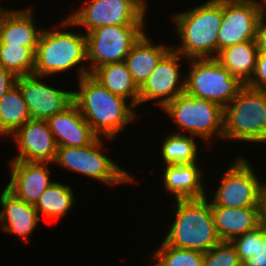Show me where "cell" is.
Instances as JSON below:
<instances>
[{"label":"cell","instance_id":"cell-1","mask_svg":"<svg viewBox=\"0 0 266 266\" xmlns=\"http://www.w3.org/2000/svg\"><path fill=\"white\" fill-rule=\"evenodd\" d=\"M77 81L79 87L73 90V103L99 137L114 141L130 122H135L138 112L128 100L113 94L91 74Z\"/></svg>","mask_w":266,"mask_h":266},{"label":"cell","instance_id":"cell-2","mask_svg":"<svg viewBox=\"0 0 266 266\" xmlns=\"http://www.w3.org/2000/svg\"><path fill=\"white\" fill-rule=\"evenodd\" d=\"M57 25L51 30L44 28L41 33L35 51L33 74L48 77L53 74L68 73L73 69L77 70V80H79L89 74L88 65L85 64L87 62L85 33L69 31L70 27H76L68 17Z\"/></svg>","mask_w":266,"mask_h":266},{"label":"cell","instance_id":"cell-3","mask_svg":"<svg viewBox=\"0 0 266 266\" xmlns=\"http://www.w3.org/2000/svg\"><path fill=\"white\" fill-rule=\"evenodd\" d=\"M223 19V0H208L171 16L179 44L172 49L185 59L216 58L217 38ZM176 45V46H175Z\"/></svg>","mask_w":266,"mask_h":266},{"label":"cell","instance_id":"cell-4","mask_svg":"<svg viewBox=\"0 0 266 266\" xmlns=\"http://www.w3.org/2000/svg\"><path fill=\"white\" fill-rule=\"evenodd\" d=\"M175 200V216L163 243L202 253L208 252L221 242L214 223L210 198Z\"/></svg>","mask_w":266,"mask_h":266},{"label":"cell","instance_id":"cell-5","mask_svg":"<svg viewBox=\"0 0 266 266\" xmlns=\"http://www.w3.org/2000/svg\"><path fill=\"white\" fill-rule=\"evenodd\" d=\"M222 140L266 143V90L244 85L224 108Z\"/></svg>","mask_w":266,"mask_h":266},{"label":"cell","instance_id":"cell-6","mask_svg":"<svg viewBox=\"0 0 266 266\" xmlns=\"http://www.w3.org/2000/svg\"><path fill=\"white\" fill-rule=\"evenodd\" d=\"M161 110L168 118L171 117L175 126L177 125L176 129H181L173 130V133L198 137L203 139L205 144L222 140L224 108L214 102L184 92Z\"/></svg>","mask_w":266,"mask_h":266},{"label":"cell","instance_id":"cell-7","mask_svg":"<svg viewBox=\"0 0 266 266\" xmlns=\"http://www.w3.org/2000/svg\"><path fill=\"white\" fill-rule=\"evenodd\" d=\"M103 138L98 137L92 144L83 147H57L54 164L108 186L136 184L133 173L130 174L105 154Z\"/></svg>","mask_w":266,"mask_h":266},{"label":"cell","instance_id":"cell-8","mask_svg":"<svg viewBox=\"0 0 266 266\" xmlns=\"http://www.w3.org/2000/svg\"><path fill=\"white\" fill-rule=\"evenodd\" d=\"M187 63L189 68L185 74L184 92L188 95L225 108L244 86L215 58L188 59Z\"/></svg>","mask_w":266,"mask_h":266},{"label":"cell","instance_id":"cell-9","mask_svg":"<svg viewBox=\"0 0 266 266\" xmlns=\"http://www.w3.org/2000/svg\"><path fill=\"white\" fill-rule=\"evenodd\" d=\"M236 159V160H235ZM225 170L215 192L209 190L211 206L242 208L261 206L263 182L244 155H236Z\"/></svg>","mask_w":266,"mask_h":266},{"label":"cell","instance_id":"cell-10","mask_svg":"<svg viewBox=\"0 0 266 266\" xmlns=\"http://www.w3.org/2000/svg\"><path fill=\"white\" fill-rule=\"evenodd\" d=\"M148 6L142 0H84L67 17L84 33L112 25H145Z\"/></svg>","mask_w":266,"mask_h":266},{"label":"cell","instance_id":"cell-11","mask_svg":"<svg viewBox=\"0 0 266 266\" xmlns=\"http://www.w3.org/2000/svg\"><path fill=\"white\" fill-rule=\"evenodd\" d=\"M145 26H102L85 34L89 74L103 65L124 62L133 44L145 32Z\"/></svg>","mask_w":266,"mask_h":266},{"label":"cell","instance_id":"cell-12","mask_svg":"<svg viewBox=\"0 0 266 266\" xmlns=\"http://www.w3.org/2000/svg\"><path fill=\"white\" fill-rule=\"evenodd\" d=\"M265 7L266 0H223L217 54L228 46L255 41L257 21Z\"/></svg>","mask_w":266,"mask_h":266},{"label":"cell","instance_id":"cell-13","mask_svg":"<svg viewBox=\"0 0 266 266\" xmlns=\"http://www.w3.org/2000/svg\"><path fill=\"white\" fill-rule=\"evenodd\" d=\"M182 59L188 60L172 48L161 58L139 88V106L149 101L156 103V107L161 110L167 103L184 93L185 75L180 70L183 68V63H180Z\"/></svg>","mask_w":266,"mask_h":266},{"label":"cell","instance_id":"cell-14","mask_svg":"<svg viewBox=\"0 0 266 266\" xmlns=\"http://www.w3.org/2000/svg\"><path fill=\"white\" fill-rule=\"evenodd\" d=\"M42 76L35 74L19 76V85L25 99L31 119L47 120L63 112L73 103V90L59 89L50 86ZM48 84V85H47Z\"/></svg>","mask_w":266,"mask_h":266},{"label":"cell","instance_id":"cell-15","mask_svg":"<svg viewBox=\"0 0 266 266\" xmlns=\"http://www.w3.org/2000/svg\"><path fill=\"white\" fill-rule=\"evenodd\" d=\"M9 138L19 151L11 160L54 164L57 145L46 120L31 119Z\"/></svg>","mask_w":266,"mask_h":266},{"label":"cell","instance_id":"cell-16","mask_svg":"<svg viewBox=\"0 0 266 266\" xmlns=\"http://www.w3.org/2000/svg\"><path fill=\"white\" fill-rule=\"evenodd\" d=\"M9 161L10 181L5 187L19 199L35 205L53 182L50 163Z\"/></svg>","mask_w":266,"mask_h":266},{"label":"cell","instance_id":"cell-17","mask_svg":"<svg viewBox=\"0 0 266 266\" xmlns=\"http://www.w3.org/2000/svg\"><path fill=\"white\" fill-rule=\"evenodd\" d=\"M0 206V229L27 242L41 223L34 205L19 199L4 187L0 194Z\"/></svg>","mask_w":266,"mask_h":266},{"label":"cell","instance_id":"cell-18","mask_svg":"<svg viewBox=\"0 0 266 266\" xmlns=\"http://www.w3.org/2000/svg\"><path fill=\"white\" fill-rule=\"evenodd\" d=\"M46 121L57 147H83L92 144L99 137L74 103Z\"/></svg>","mask_w":266,"mask_h":266},{"label":"cell","instance_id":"cell-19","mask_svg":"<svg viewBox=\"0 0 266 266\" xmlns=\"http://www.w3.org/2000/svg\"><path fill=\"white\" fill-rule=\"evenodd\" d=\"M30 6L18 10L0 6V43L37 46L44 28L37 27Z\"/></svg>","mask_w":266,"mask_h":266},{"label":"cell","instance_id":"cell-20","mask_svg":"<svg viewBox=\"0 0 266 266\" xmlns=\"http://www.w3.org/2000/svg\"><path fill=\"white\" fill-rule=\"evenodd\" d=\"M198 162L182 166L164 165L162 170L163 187L166 193L178 199H196L207 196L205 179Z\"/></svg>","mask_w":266,"mask_h":266},{"label":"cell","instance_id":"cell-21","mask_svg":"<svg viewBox=\"0 0 266 266\" xmlns=\"http://www.w3.org/2000/svg\"><path fill=\"white\" fill-rule=\"evenodd\" d=\"M217 234L221 241L255 230L261 225V206L231 208L211 206Z\"/></svg>","mask_w":266,"mask_h":266},{"label":"cell","instance_id":"cell-22","mask_svg":"<svg viewBox=\"0 0 266 266\" xmlns=\"http://www.w3.org/2000/svg\"><path fill=\"white\" fill-rule=\"evenodd\" d=\"M171 48V45L164 43L154 44L146 31L133 44L124 62L138 88L143 85L161 58Z\"/></svg>","mask_w":266,"mask_h":266},{"label":"cell","instance_id":"cell-23","mask_svg":"<svg viewBox=\"0 0 266 266\" xmlns=\"http://www.w3.org/2000/svg\"><path fill=\"white\" fill-rule=\"evenodd\" d=\"M258 52L256 41H247L223 48L215 59L246 85L254 73Z\"/></svg>","mask_w":266,"mask_h":266},{"label":"cell","instance_id":"cell-24","mask_svg":"<svg viewBox=\"0 0 266 266\" xmlns=\"http://www.w3.org/2000/svg\"><path fill=\"white\" fill-rule=\"evenodd\" d=\"M91 75L113 94L130 101L135 108L139 106V88L125 62L103 65Z\"/></svg>","mask_w":266,"mask_h":266},{"label":"cell","instance_id":"cell-25","mask_svg":"<svg viewBox=\"0 0 266 266\" xmlns=\"http://www.w3.org/2000/svg\"><path fill=\"white\" fill-rule=\"evenodd\" d=\"M75 196L71 185L69 186L66 182L53 181L39 197L34 207L40 219L41 215L50 220L65 218L73 209L74 202H76Z\"/></svg>","mask_w":266,"mask_h":266},{"label":"cell","instance_id":"cell-26","mask_svg":"<svg viewBox=\"0 0 266 266\" xmlns=\"http://www.w3.org/2000/svg\"><path fill=\"white\" fill-rule=\"evenodd\" d=\"M31 116L23 98L21 89L16 83L0 99V137L9 138Z\"/></svg>","mask_w":266,"mask_h":266},{"label":"cell","instance_id":"cell-27","mask_svg":"<svg viewBox=\"0 0 266 266\" xmlns=\"http://www.w3.org/2000/svg\"><path fill=\"white\" fill-rule=\"evenodd\" d=\"M197 143L194 136L173 132L166 134L160 148L162 164L182 166L198 162L199 145Z\"/></svg>","mask_w":266,"mask_h":266},{"label":"cell","instance_id":"cell-28","mask_svg":"<svg viewBox=\"0 0 266 266\" xmlns=\"http://www.w3.org/2000/svg\"><path fill=\"white\" fill-rule=\"evenodd\" d=\"M231 242L243 266H266V227L263 224Z\"/></svg>","mask_w":266,"mask_h":266},{"label":"cell","instance_id":"cell-29","mask_svg":"<svg viewBox=\"0 0 266 266\" xmlns=\"http://www.w3.org/2000/svg\"><path fill=\"white\" fill-rule=\"evenodd\" d=\"M37 46L0 43V65L16 77L34 73Z\"/></svg>","mask_w":266,"mask_h":266},{"label":"cell","instance_id":"cell-30","mask_svg":"<svg viewBox=\"0 0 266 266\" xmlns=\"http://www.w3.org/2000/svg\"><path fill=\"white\" fill-rule=\"evenodd\" d=\"M151 254L149 259L153 260H151L149 266H203L204 253L169 246L163 242Z\"/></svg>","mask_w":266,"mask_h":266},{"label":"cell","instance_id":"cell-31","mask_svg":"<svg viewBox=\"0 0 266 266\" xmlns=\"http://www.w3.org/2000/svg\"><path fill=\"white\" fill-rule=\"evenodd\" d=\"M203 266H243L235 246L221 241L203 255Z\"/></svg>","mask_w":266,"mask_h":266},{"label":"cell","instance_id":"cell-32","mask_svg":"<svg viewBox=\"0 0 266 266\" xmlns=\"http://www.w3.org/2000/svg\"><path fill=\"white\" fill-rule=\"evenodd\" d=\"M246 86L256 90H266V52L259 51L254 73Z\"/></svg>","mask_w":266,"mask_h":266},{"label":"cell","instance_id":"cell-33","mask_svg":"<svg viewBox=\"0 0 266 266\" xmlns=\"http://www.w3.org/2000/svg\"><path fill=\"white\" fill-rule=\"evenodd\" d=\"M255 41L258 50L266 52V7L260 14L257 21Z\"/></svg>","mask_w":266,"mask_h":266},{"label":"cell","instance_id":"cell-34","mask_svg":"<svg viewBox=\"0 0 266 266\" xmlns=\"http://www.w3.org/2000/svg\"><path fill=\"white\" fill-rule=\"evenodd\" d=\"M17 77L0 65V99L16 84Z\"/></svg>","mask_w":266,"mask_h":266},{"label":"cell","instance_id":"cell-35","mask_svg":"<svg viewBox=\"0 0 266 266\" xmlns=\"http://www.w3.org/2000/svg\"><path fill=\"white\" fill-rule=\"evenodd\" d=\"M261 224L266 227V182H263L261 194Z\"/></svg>","mask_w":266,"mask_h":266},{"label":"cell","instance_id":"cell-36","mask_svg":"<svg viewBox=\"0 0 266 266\" xmlns=\"http://www.w3.org/2000/svg\"><path fill=\"white\" fill-rule=\"evenodd\" d=\"M146 5H148L147 1L146 0H142Z\"/></svg>","mask_w":266,"mask_h":266}]
</instances>
